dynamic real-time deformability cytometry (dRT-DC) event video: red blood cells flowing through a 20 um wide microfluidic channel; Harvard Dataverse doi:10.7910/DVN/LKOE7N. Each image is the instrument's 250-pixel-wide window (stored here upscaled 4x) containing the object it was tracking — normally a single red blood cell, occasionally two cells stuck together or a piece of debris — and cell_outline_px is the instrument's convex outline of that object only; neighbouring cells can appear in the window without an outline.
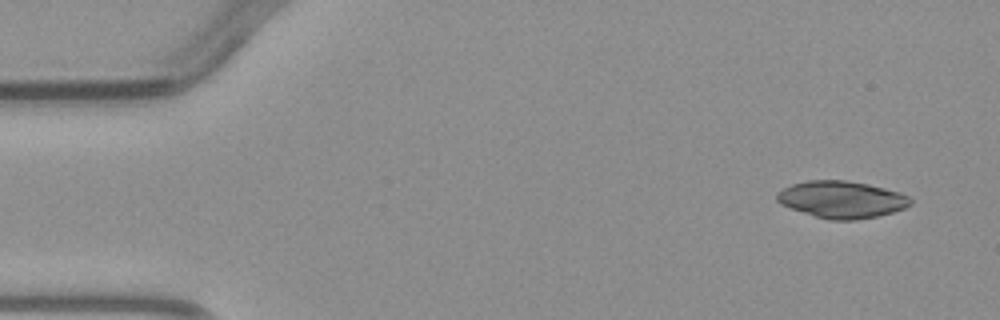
{"species": "common noctule bat (a hibernating species)", "species_latin": "Nyctalus noctula", "temperature_condition": "warm", "stored_images_in_passage": 4, "camera_frame_rate_fps": 3000, "um_per_image_px": 0.085, "animal": {"sex": "male", "body_mass_g": 23.1, "forearm_length_mm": 52.7}, "frame": {"image": 1, "passage_image": 1, "time_ms": 0.0, "image_size_px": [1000, 320], "cell_outline_px": [[912, 204], [904, 208], [892, 212], [876, 216], [856, 220], [828, 220], [780, 204], [776, 200], [776, 192], [792, 184], [808, 180], [844, 180], [868, 184], [900, 192], [908, 196], [912, 200]], "centroid_in_image_um": [71.54, 16.95], "position_along_channel_um": 13.5, "area_um2": 28.67}}